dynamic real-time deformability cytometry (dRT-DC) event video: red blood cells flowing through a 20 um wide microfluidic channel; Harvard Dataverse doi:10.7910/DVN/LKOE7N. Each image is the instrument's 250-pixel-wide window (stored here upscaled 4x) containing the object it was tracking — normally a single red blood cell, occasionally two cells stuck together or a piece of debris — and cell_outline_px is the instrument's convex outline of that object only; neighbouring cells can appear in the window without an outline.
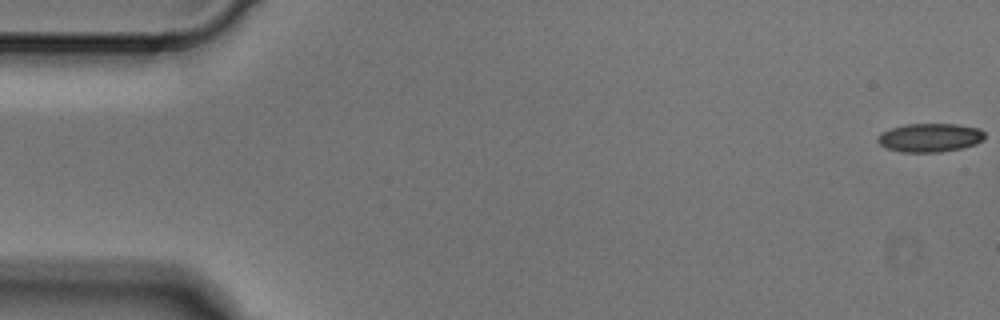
{"species": "Egyptian fruit bat (a non-hibernating species)", "species_latin": "Rousettus aegyptiacus", "temperature_condition": "cold", "stored_images_in_passage": 4, "camera_frame_rate_fps": 3000, "um_per_image_px": 0.085, "animal": {"sex": "male"}, "frame": {"image": 1, "passage_image": 1, "time_ms": 0.0, "image_size_px": [1000, 320], "cell_outline_px": [[984, 140], [976, 144], [964, 148], [940, 152], [900, 152], [884, 148], [876, 140], [880, 132], [904, 124], [956, 124], [980, 128], [984, 132]], "centroid_in_image_um": [79.04, 11.7], "position_along_channel_um": 6.0, "area_um2": 18.15}}
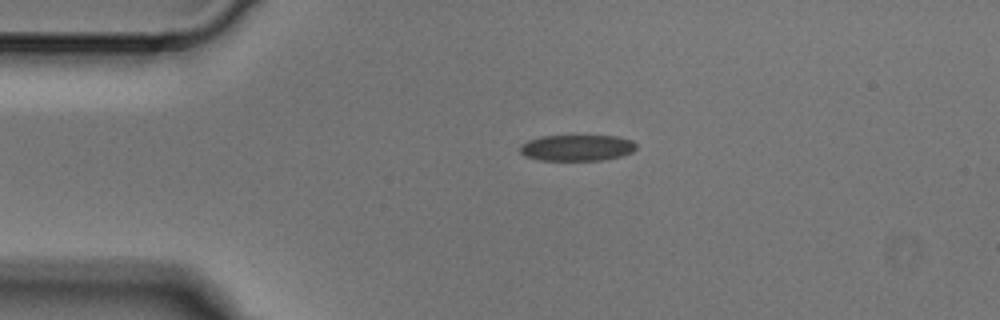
{"frame": {"image": 2, "passage_image": 3, "time_ms": 0.667, "image_size_px": [1000, 320], "cell_outline_px": [[636, 148], [632, 152], [620, 156], [604, 160], [540, 160], [524, 156], [520, 152], [520, 144], [528, 140], [544, 136], [616, 136], [632, 140], [636, 144]], "centroid_in_image_um": [49.03, 12.56], "position_along_channel_um": 36.0, "area_um2": 17.69}}